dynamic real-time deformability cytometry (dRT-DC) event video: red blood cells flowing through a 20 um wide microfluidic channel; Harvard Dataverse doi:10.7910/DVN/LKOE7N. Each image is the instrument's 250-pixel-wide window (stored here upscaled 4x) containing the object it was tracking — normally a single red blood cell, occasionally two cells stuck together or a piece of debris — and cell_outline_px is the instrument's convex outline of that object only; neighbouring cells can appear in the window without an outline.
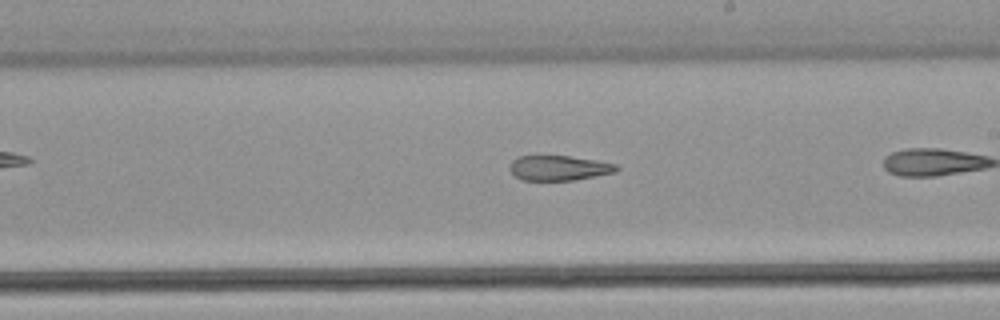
{"species": "common noctule bat (a hibernating species)", "species_latin": "Nyctalus noctula", "temperature_condition": "warm", "stored_images_in_passage": 24, "camera_frame_rate_fps": 3000, "um_per_image_px": 0.085, "animal": {"sex": "male", "body_mass_g": 21.5, "forearm_length_mm": 52.0}, "frame": {"image": 1, "passage_image": 14, "time_ms": 4.333, "image_size_px": [1000, 320], "cell_outline_px": [[620, 168], [616, 172], [576, 180], [520, 180], [508, 168], [512, 160], [520, 156], [568, 156], [596, 160], [616, 164]], "centroid_in_image_um": [47.52, 14.28], "position_along_channel_um": 241.5, "area_um2": 15.55}}
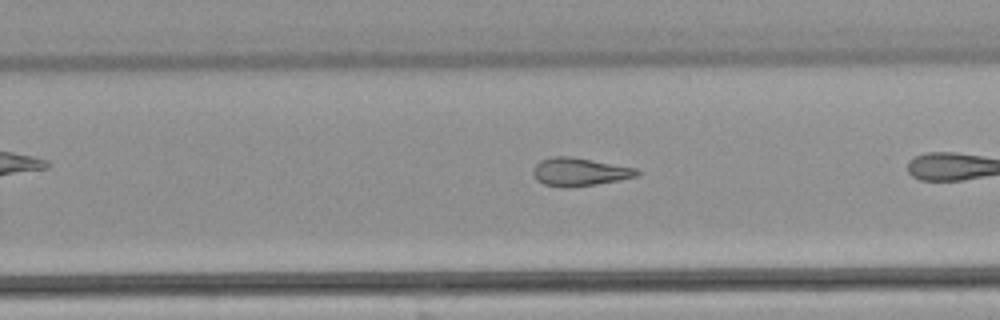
{"frame": {"image": 2, "passage_image": 17, "time_ms": 5.333, "image_size_px": [1000, 320], "cell_outline_px": [[640, 172], [636, 176], [596, 184], [568, 188], [560, 188], [544, 184], [536, 180], [532, 172], [532, 168], [540, 160], [552, 156], [568, 156], [636, 168]], "centroid_in_image_um": [49.17, 14.62], "position_along_channel_um": 280.6, "area_um2": 16.94}}